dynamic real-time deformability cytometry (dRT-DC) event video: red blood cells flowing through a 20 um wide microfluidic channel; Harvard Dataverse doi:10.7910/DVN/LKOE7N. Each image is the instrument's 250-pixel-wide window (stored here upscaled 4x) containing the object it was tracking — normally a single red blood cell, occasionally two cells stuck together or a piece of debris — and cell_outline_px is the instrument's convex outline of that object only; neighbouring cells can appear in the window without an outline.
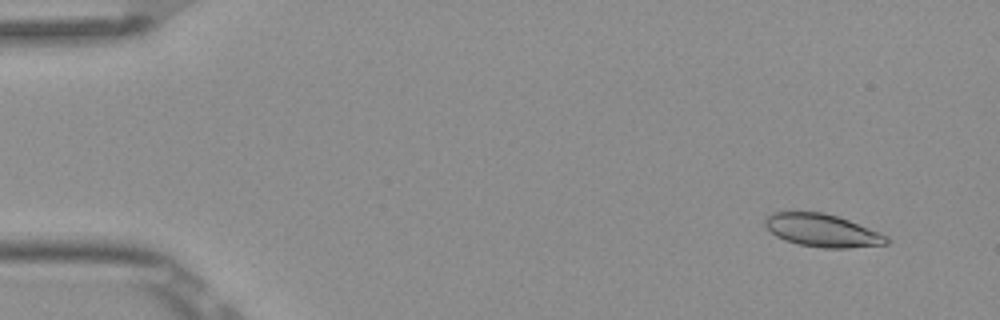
{"species": "Egyptian fruit bat (a non-hibernating species)", "species_latin": "Rousettus aegyptiacus", "temperature_condition": "room temperature", "stored_images_in_passage": 8, "camera_frame_rate_fps": 3000, "um_per_image_px": 0.085, "frame": {"image": 1, "passage_image": 1, "time_ms": 0.0, "image_size_px": [1000, 320], "cell_outline_px": [[888, 244], [848, 248], [824, 248], [800, 244], [776, 236], [764, 224], [764, 220], [768, 216], [776, 212], [824, 212], [848, 220], [880, 232], [888, 236]], "centroid_in_image_um": [69.93, 19.59], "position_along_channel_um": 15.1, "area_um2": 22.89}}
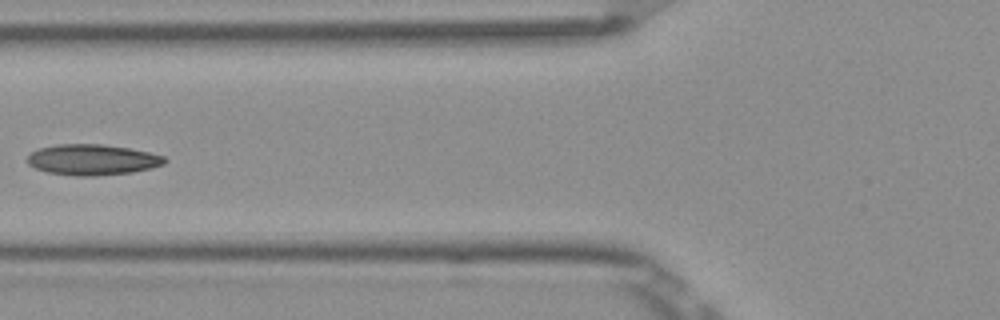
{"frame": {"image": 2, "passage_image": 6, "time_ms": 1.667, "image_size_px": [1000, 320], "cell_outline_px": [[168, 160], [164, 164], [152, 168], [132, 172], [92, 176], [76, 176], [48, 172], [36, 168], [28, 164], [28, 156], [32, 152], [40, 148], [56, 144], [100, 144], [128, 148], [148, 152], [164, 156]], "centroid_in_image_um": [7.87, 13.57], "position_along_channel_um": 117.9, "area_um2": 24.45}}
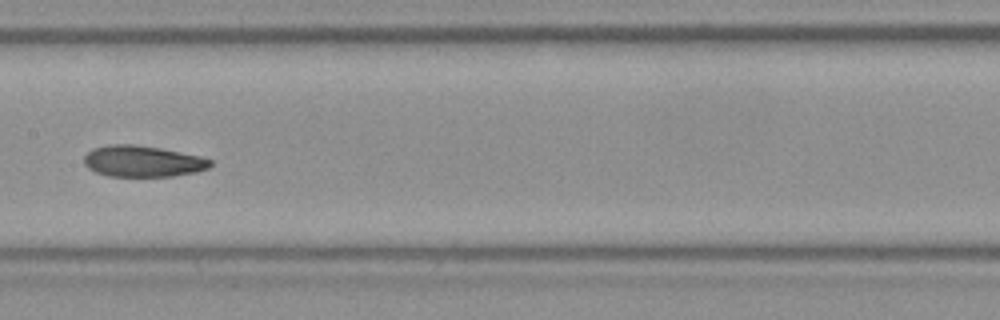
{"frame": {"image": 3, "passage_image": 8, "time_ms": 2.333, "image_size_px": [1000, 320], "cell_outline_px": [[212, 164], [208, 168], [196, 172], [172, 176], [108, 176], [96, 172], [88, 168], [84, 164], [84, 156], [92, 148], [108, 144], [136, 144], [160, 148], [200, 156], [212, 160]], "centroid_in_image_um": [12.11, 13.7], "position_along_channel_um": 195.3, "area_um2": 23.06}}